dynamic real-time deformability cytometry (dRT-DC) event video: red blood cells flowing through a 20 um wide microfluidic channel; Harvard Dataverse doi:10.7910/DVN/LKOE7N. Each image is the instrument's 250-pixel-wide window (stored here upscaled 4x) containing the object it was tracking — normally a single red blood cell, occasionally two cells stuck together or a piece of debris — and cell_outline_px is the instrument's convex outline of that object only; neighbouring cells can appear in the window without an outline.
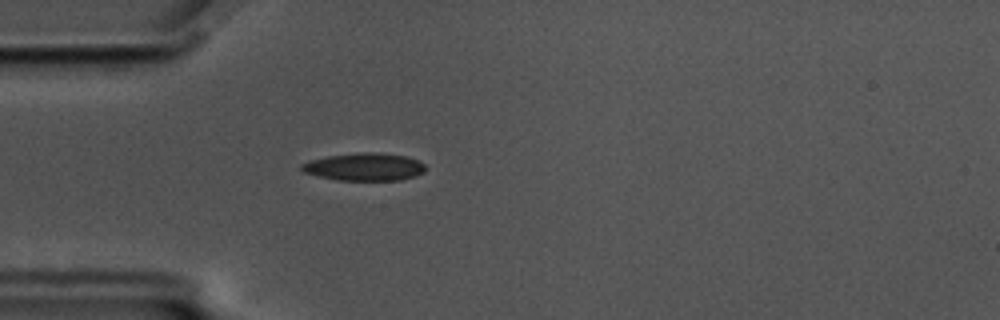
{"species": "common noctule bat (a hibernating species)", "species_latin": "Nyctalus noctula", "temperature_condition": "cold", "stored_images_in_passage": 58, "camera_frame_rate_fps": 3000, "um_per_image_px": 0.085, "animal": {"sex": "male", "body_mass_g": 17.5, "forearm_length_mm": 52.3}, "frame": {"image": 1, "passage_image": 17, "time_ms": 5.333, "image_size_px": [1000, 320], "cell_outline_px": [[424, 172], [416, 176], [400, 180], [336, 180], [304, 172], [300, 168], [300, 164], [312, 160], [328, 156], [360, 152], [376, 152], [408, 156], [420, 160], [424, 164]], "centroid_in_image_um": [31.02, 14.18], "position_along_channel_um": 54.0, "area_um2": 20.0}}
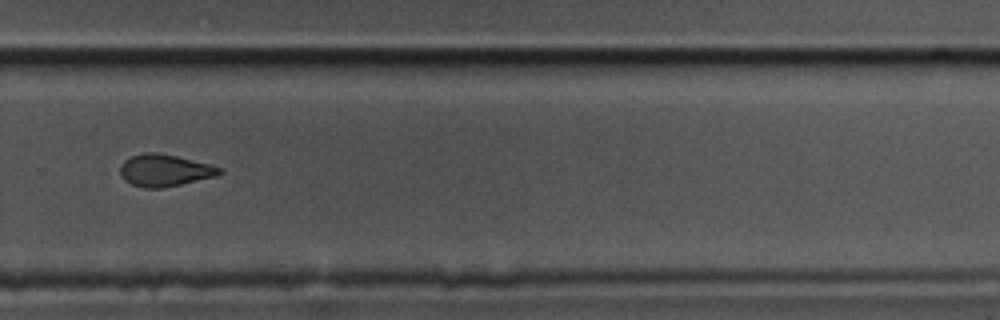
{"frame": {"image": 2, "passage_image": 40, "time_ms": 13.0, "image_size_px": [1000, 320], "cell_outline_px": [[224, 172], [216, 176], [180, 184], [160, 188], [144, 188], [132, 184], [124, 180], [120, 176], [120, 164], [124, 160], [132, 156], [144, 152], [156, 152], [176, 156], [224, 168]], "centroid_in_image_um": [13.97, 14.48], "position_along_channel_um": 315.8, "area_um2": 18.5}}
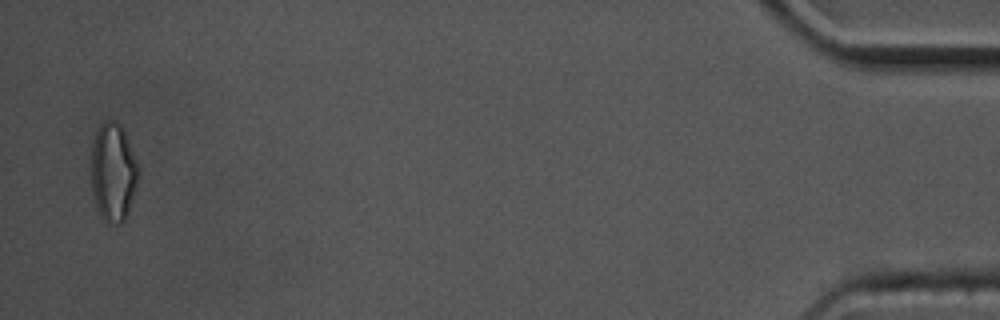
{"frame": {"image": 3, "passage_image": 57, "time_ms": 18.667, "image_size_px": [1000, 320], "cell_outline_px": [[136, 184], [124, 220], [120, 224], [108, 224], [100, 216], [92, 192], [92, 144], [96, 132], [100, 124], [104, 120], [112, 120], [120, 124], [124, 132], [136, 164]], "centroid_in_image_um": [9.56, 14.64], "position_along_channel_um": 425.6, "area_um2": 26.13}, "authors_computed_cell_mechanics": {"area_um2": 18.8428, "velocity_mm_per_s": 3.4963, "shape_relaxation_time_tau1_ms": 4.3036, "shape_relaxation_time_tau2_ms": 3.7965, "deformation_change_tau1": 0.1541, "deformation_change_tau2": 0.1079}}